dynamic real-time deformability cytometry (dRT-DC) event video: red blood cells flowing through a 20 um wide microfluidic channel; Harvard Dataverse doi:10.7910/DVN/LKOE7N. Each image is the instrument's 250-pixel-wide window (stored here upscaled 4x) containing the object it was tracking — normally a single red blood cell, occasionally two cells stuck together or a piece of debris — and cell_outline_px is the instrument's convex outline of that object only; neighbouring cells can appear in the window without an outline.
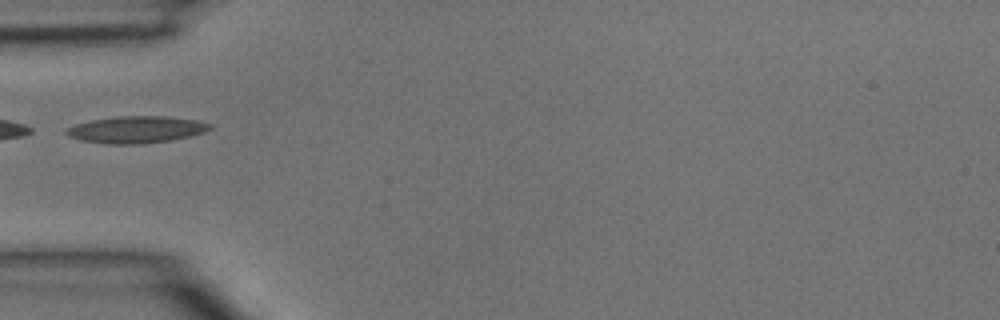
{"species": "common noctule bat (a hibernating species)", "species_latin": "Nyctalus noctula", "temperature_condition": "room temperature", "stored_images_in_passage": 4, "camera_frame_rate_fps": 3000, "um_per_image_px": 0.085, "animal": {"sex": "male", "body_mass_g": 15.6}, "frame": {"image": 1, "passage_image": 4, "time_ms": 1.0, "image_size_px": [1000, 320], "cell_outline_px": [[212, 128], [204, 132], [192, 136], [172, 140], [140, 144], [108, 144], [80, 140], [68, 136], [64, 132], [64, 128], [76, 124], [92, 120], [116, 116], [164, 116], [196, 120], [212, 124]], "centroid_in_image_um": [11.57, 11.02], "position_along_channel_um": 73.4, "area_um2": 22.66}}